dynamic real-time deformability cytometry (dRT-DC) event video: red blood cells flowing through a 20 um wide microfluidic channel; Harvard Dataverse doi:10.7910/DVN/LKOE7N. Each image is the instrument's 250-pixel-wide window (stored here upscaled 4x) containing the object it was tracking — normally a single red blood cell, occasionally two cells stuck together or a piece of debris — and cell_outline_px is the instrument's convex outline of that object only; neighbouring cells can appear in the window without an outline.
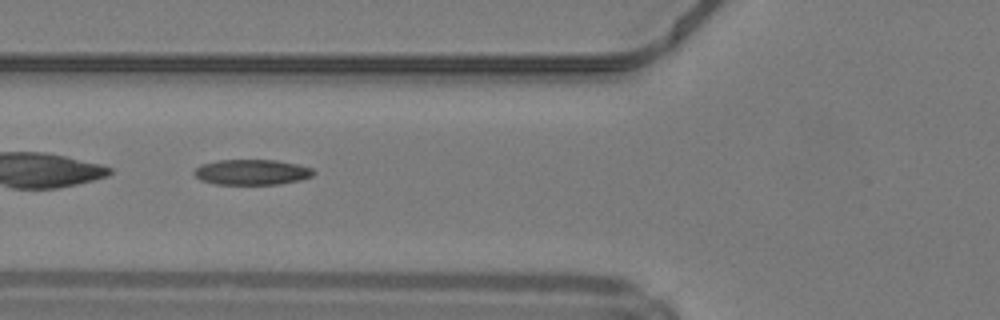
{"species": "common noctule bat (a hibernating species)", "species_latin": "Nyctalus noctula", "temperature_condition": "warm", "stored_images_in_passage": 32, "camera_frame_rate_fps": 3000, "um_per_image_px": 0.085, "animal": {"sex": "male", "body_mass_g": 19.2, "forearm_length_mm": 51.8}, "frame": {"image": 1, "passage_image": 5, "time_ms": 1.333, "image_size_px": [1000, 320], "cell_outline_px": [[316, 172], [312, 176], [300, 180], [280, 184], [216, 184], [200, 180], [192, 172], [200, 164], [216, 160], [276, 160], [296, 164], [312, 168]], "centroid_in_image_um": [21.39, 14.63], "position_along_channel_um": 104.4, "area_um2": 17.74}, "authors_computed_cell_mechanics": {"area_um2": 17.8024, "velocity_mm_per_s": 4.2475, "shape_relaxation_time_tau1_ms": null, "shape_relaxation_time_tau2_ms": 3.1055, "deformation_change_tau1": null, "deformation_change_tau2": 0.1112}}